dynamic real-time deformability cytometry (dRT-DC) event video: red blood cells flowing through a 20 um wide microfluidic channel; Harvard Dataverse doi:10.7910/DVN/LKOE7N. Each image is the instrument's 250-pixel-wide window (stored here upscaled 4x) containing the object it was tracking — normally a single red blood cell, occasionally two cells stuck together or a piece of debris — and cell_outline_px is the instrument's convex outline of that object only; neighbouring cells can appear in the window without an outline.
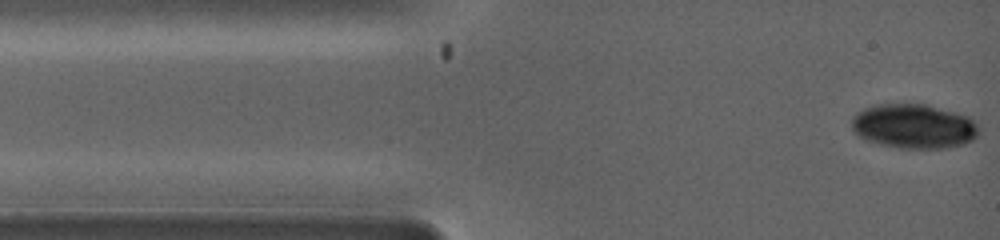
{"species": "common noctule bat (a hibernating species)", "species_latin": "Nyctalus noctula", "temperature_condition": "warm", "stored_images_in_passage": 9, "camera_frame_rate_fps": 5000, "um_per_image_px": 0.085, "animal": {"sex": "female", "body_mass_g": 19.0, "forearm_length_mm": 53.3}, "frame": {"image": 1, "passage_image": 1, "time_ms": 0.0, "image_size_px": [1000, 240], "cell_outline_px": [[980, 132], [972, 140], [964, 144], [944, 148], [900, 148], [880, 144], [864, 140], [852, 128], [852, 116], [864, 108], [876, 104], [928, 104], [968, 116], [980, 128]], "centroid_in_image_um": [77.68, 10.73], "position_along_channel_um": 7.3, "area_um2": 33.0}}